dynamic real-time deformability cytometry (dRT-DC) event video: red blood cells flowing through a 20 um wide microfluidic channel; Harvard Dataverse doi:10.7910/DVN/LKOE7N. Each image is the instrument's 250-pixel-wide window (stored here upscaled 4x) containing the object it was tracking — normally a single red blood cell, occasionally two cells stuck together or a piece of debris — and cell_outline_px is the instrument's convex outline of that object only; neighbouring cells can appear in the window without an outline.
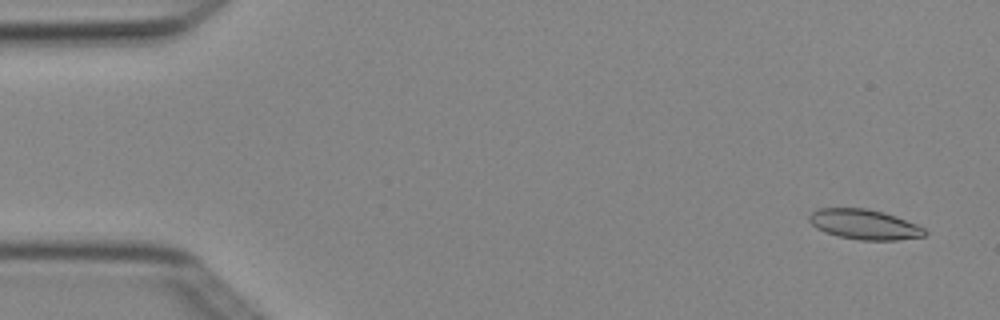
{"species": "Egyptian fruit bat (a non-hibernating species)", "species_latin": "Rousettus aegyptiacus", "temperature_condition": "cold", "stored_images_in_passage": 4, "camera_frame_rate_fps": 3000, "um_per_image_px": 0.085, "animal": {"sex": "female"}, "frame": {"image": 1, "passage_image": 1, "time_ms": 0.0, "image_size_px": [1000, 320], "cell_outline_px": [[928, 232], [924, 236], [896, 240], [860, 240], [840, 236], [824, 232], [816, 228], [808, 220], [808, 216], [816, 208], [868, 208], [884, 212], [896, 216], [916, 224], [924, 228]], "centroid_in_image_um": [73.46, 19.06], "position_along_channel_um": 11.5, "area_um2": 20.29}}
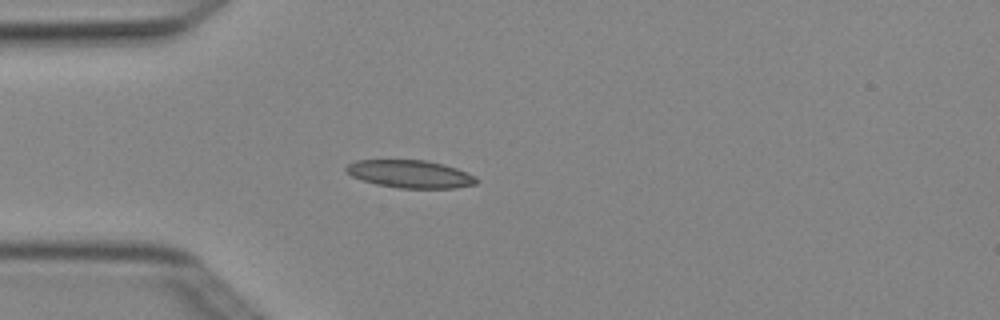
{"frame": {"image": 2, "passage_image": 4, "time_ms": 1.0, "image_size_px": [1000, 320], "cell_outline_px": [[480, 180], [476, 184], [452, 188], [400, 188], [376, 184], [352, 176], [344, 168], [348, 164], [356, 160], [424, 160], [444, 164], [456, 168], [476, 176]], "centroid_in_image_um": [34.89, 14.79], "position_along_channel_um": 50.1, "area_um2": 20.98}}